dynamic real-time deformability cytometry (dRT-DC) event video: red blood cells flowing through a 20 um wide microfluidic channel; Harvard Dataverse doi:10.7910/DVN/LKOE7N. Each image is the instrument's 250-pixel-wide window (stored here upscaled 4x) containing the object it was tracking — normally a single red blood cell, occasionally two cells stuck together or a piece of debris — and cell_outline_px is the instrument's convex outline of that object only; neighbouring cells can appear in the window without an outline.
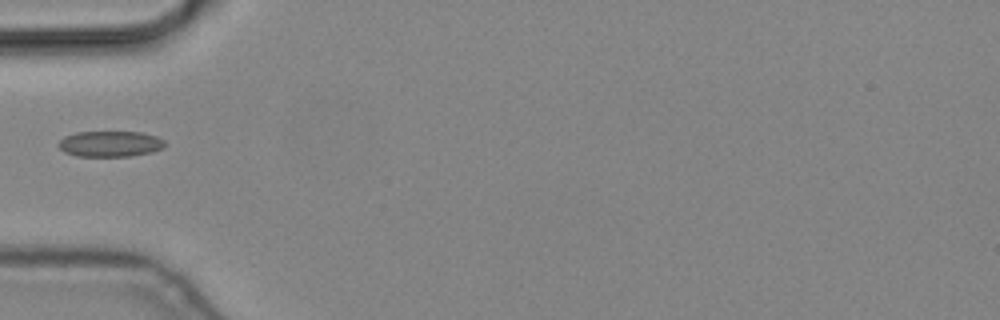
{"species": "common noctule bat (a hibernating species)", "species_latin": "Nyctalus noctula", "temperature_condition": "cold", "stored_images_in_passage": 1, "camera_frame_rate_fps": 3000, "um_per_image_px": 0.085, "animal": {"sex": "male", "body_mass_g": 19.2, "forearm_length_mm": 51.8}, "frame": {"image": 1, "passage_image": 1, "time_ms": 0.0, "image_size_px": [1000, 320], "cell_outline_px": [[164, 148], [152, 152], [132, 156], [76, 156], [64, 152], [56, 144], [64, 136], [76, 132], [140, 132], [156, 136], [164, 140]], "centroid_in_image_um": [9.34, 12.23], "position_along_channel_um": 75.7, "area_um2": 16.07}}